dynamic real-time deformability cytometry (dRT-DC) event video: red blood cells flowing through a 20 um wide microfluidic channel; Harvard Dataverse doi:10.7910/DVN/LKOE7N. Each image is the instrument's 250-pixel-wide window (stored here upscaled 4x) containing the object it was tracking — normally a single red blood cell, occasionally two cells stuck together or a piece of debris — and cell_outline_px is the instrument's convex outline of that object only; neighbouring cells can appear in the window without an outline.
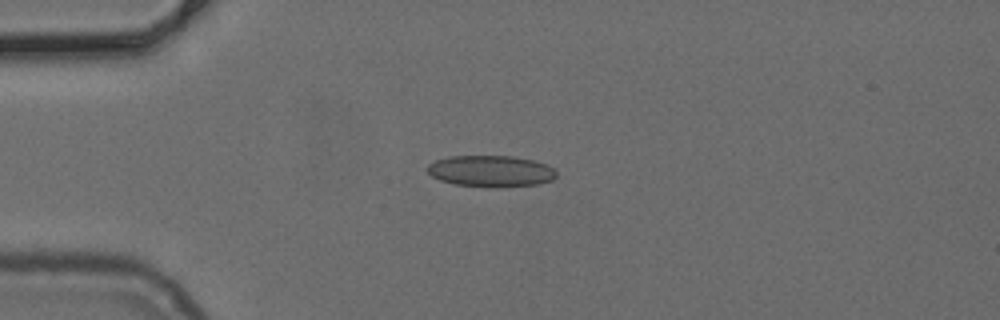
{"species": "common noctule bat (a hibernating species)", "species_latin": "Nyctalus noctula", "temperature_condition": "cold", "stored_images_in_passage": 15, "camera_frame_rate_fps": 3000, "um_per_image_px": 0.085, "animal": {"sex": "female", "body_mass_g": 24.6, "forearm_length_mm": 56.2}, "frame": {"image": 1, "passage_image": 1, "time_ms": 0.0, "image_size_px": [1000, 320], "cell_outline_px": [[556, 176], [552, 180], [540, 184], [496, 188], [456, 184], [440, 180], [432, 176], [428, 172], [428, 164], [436, 160], [448, 156], [512, 156], [532, 160], [548, 164], [556, 172]], "centroid_in_image_um": [41.74, 14.55], "position_along_channel_um": 43.3, "area_um2": 23.7}}
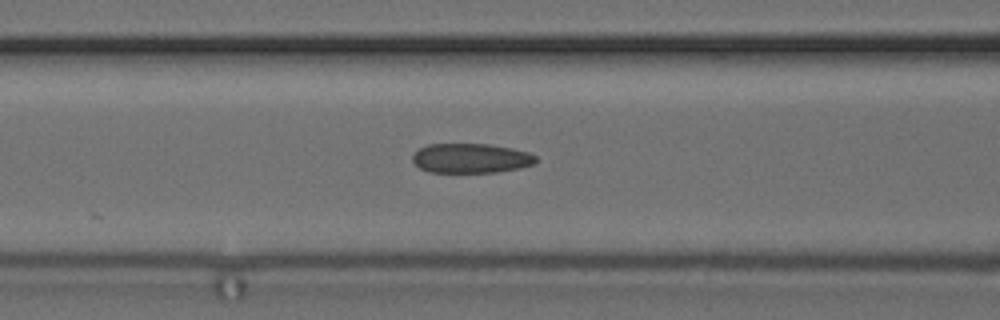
{"frame": {"image": 2, "passage_image": 9, "time_ms": 2.667, "image_size_px": [1000, 320], "cell_outline_px": [[536, 160], [532, 164], [520, 168], [496, 172], [428, 172], [420, 168], [412, 160], [412, 156], [420, 148], [428, 144], [488, 144], [512, 148], [528, 152], [536, 156]], "centroid_in_image_um": [40.02, 13.45], "position_along_channel_um": 126.6, "area_um2": 21.15}}
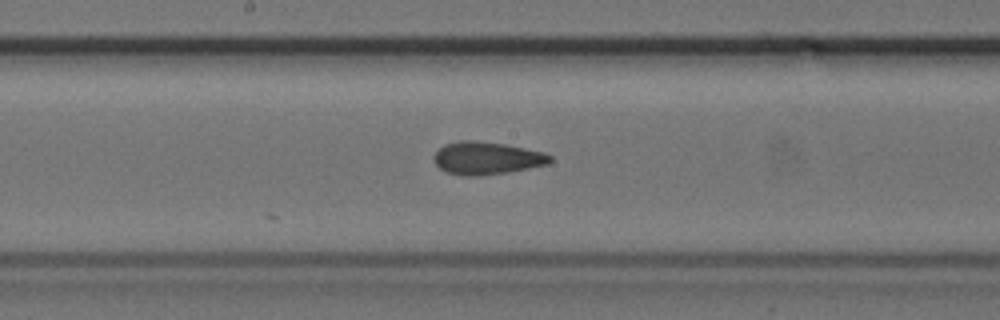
{"frame": {"image": 3, "passage_image": 15, "time_ms": 4.667, "image_size_px": [1000, 320], "cell_outline_px": [[552, 160], [548, 164], [508, 172], [480, 176], [464, 176], [444, 172], [432, 160], [432, 156], [444, 144], [460, 140], [472, 140], [504, 144], [544, 152], [552, 156]], "centroid_in_image_um": [41.33, 13.45], "position_along_channel_um": 206.9, "area_um2": 22.25}}